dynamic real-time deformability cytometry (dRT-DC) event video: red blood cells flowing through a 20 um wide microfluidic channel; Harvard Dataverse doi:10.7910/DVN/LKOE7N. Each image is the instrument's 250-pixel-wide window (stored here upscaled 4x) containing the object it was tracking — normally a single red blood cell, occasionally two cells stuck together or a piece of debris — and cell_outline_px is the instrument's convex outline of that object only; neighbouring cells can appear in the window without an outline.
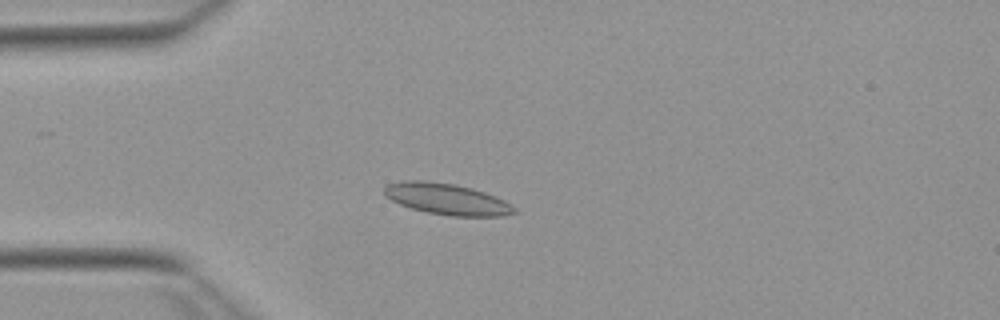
{"species": "Egyptian fruit bat (a non-hibernating species)", "species_latin": "Rousettus aegyptiacus", "temperature_condition": "warm", "stored_images_in_passage": 53, "camera_frame_rate_fps": 3000, "um_per_image_px": 0.085, "animal": {"sex": "female"}, "frame": {"image": 1, "passage_image": 14, "time_ms": 4.333, "image_size_px": [1000, 320], "cell_outline_px": [[520, 212], [504, 216], [448, 216], [428, 212], [412, 208], [400, 204], [384, 196], [384, 188], [388, 184], [404, 180], [420, 180], [456, 184], [472, 188], [496, 196], [504, 200], [516, 208]], "centroid_in_image_um": [38.02, 16.92], "position_along_channel_um": 47.0, "area_um2": 23.76}}
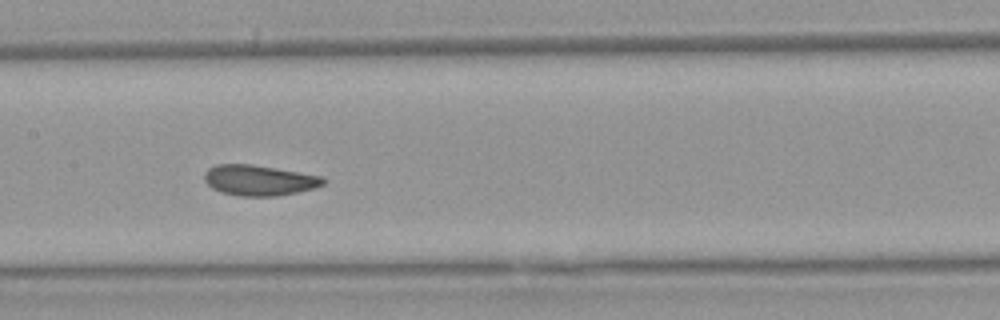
{"frame": {"image": 2, "passage_image": 26, "time_ms": 8.333, "image_size_px": [1000, 320], "cell_outline_px": [[328, 180], [324, 184], [316, 188], [276, 196], [240, 196], [220, 192], [212, 188], [204, 180], [204, 172], [208, 168], [216, 164], [252, 164], [276, 168], [320, 176]], "centroid_in_image_um": [22.01, 15.32], "position_along_channel_um": 185.4, "area_um2": 21.21}}
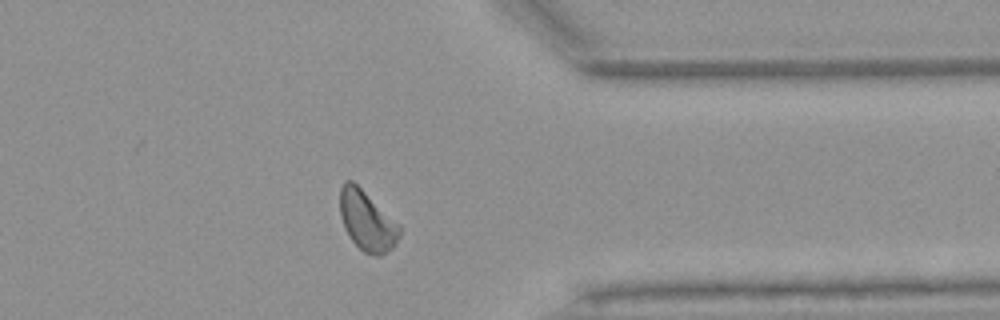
{"frame": {"image": 3, "passage_image": 42, "time_ms": 13.667, "image_size_px": [1000, 320], "cell_outline_px": [[400, 236], [396, 244], [392, 248], [380, 256], [376, 256], [364, 252], [348, 236], [344, 228], [340, 216], [340, 188], [344, 180], [352, 180], [400, 224]], "centroid_in_image_um": [31.19, 18.77], "position_along_channel_um": 380.2, "area_um2": 20.87}, "authors_computed_cell_mechanics": {"area_um2": 21.0392, "velocity_mm_per_s": 3.8496, "shape_relaxation_time_tau1_ms": 5.188, "shape_relaxation_time_tau2_ms": 2.0741, "deformation_change_tau1": 0.1068, "deformation_change_tau2": 0.0637}}